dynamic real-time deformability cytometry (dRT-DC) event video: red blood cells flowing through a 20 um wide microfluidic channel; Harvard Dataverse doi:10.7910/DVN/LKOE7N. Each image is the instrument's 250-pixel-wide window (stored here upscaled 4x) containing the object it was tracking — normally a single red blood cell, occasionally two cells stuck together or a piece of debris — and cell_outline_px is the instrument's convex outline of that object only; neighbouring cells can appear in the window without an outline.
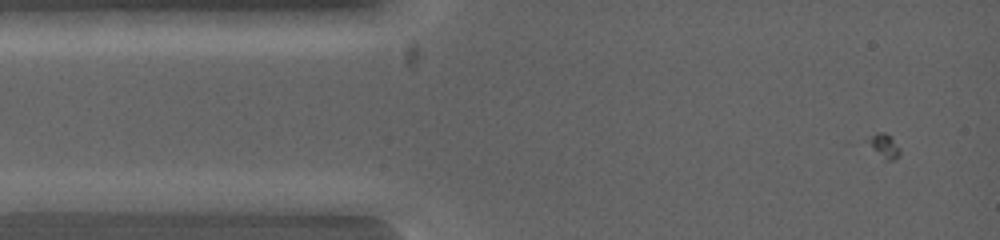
{"species": "common noctule bat (a hibernating species)", "species_latin": "Nyctalus noctula", "temperature_condition": "warm", "stored_images_in_passage": 4, "camera_frame_rate_fps": 5000, "um_per_image_px": 0.085, "animal": {"sex": "female", "body_mass_g": 19.0, "forearm_length_mm": 53.3}, "frame": {"image": 1, "passage_image": 2, "time_ms": 0.2, "image_size_px": [1000, 240], "cell_outline_px": [[108, 200], [96, 212], [24, 212], [20, 200], [24, 192], [100, 192]], "centroid_in_image_um": [5.31, 17.16], "position_along_channel_um": 79.7, "area_um2": 11.68}}